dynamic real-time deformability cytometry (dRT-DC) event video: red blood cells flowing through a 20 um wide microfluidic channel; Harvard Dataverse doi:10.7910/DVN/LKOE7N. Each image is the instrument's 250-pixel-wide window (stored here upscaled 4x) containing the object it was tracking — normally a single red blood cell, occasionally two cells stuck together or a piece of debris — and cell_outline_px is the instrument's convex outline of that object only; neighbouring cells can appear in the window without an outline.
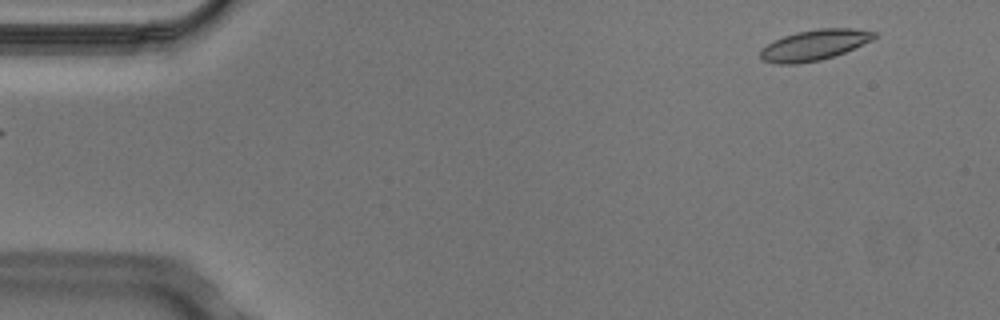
{"species": "Egyptian fruit bat (a non-hibernating species)", "species_latin": "Rousettus aegyptiacus", "temperature_condition": "cold", "stored_images_in_passage": 5, "camera_frame_rate_fps": 3000, "um_per_image_px": 0.085, "animal": {"sex": "male"}, "frame": {"image": 1, "passage_image": 5, "time_ms": 1.333, "image_size_px": [1000, 320], "cell_outline_px": [[876, 36], [872, 40], [844, 52], [820, 60], [796, 64], [776, 64], [760, 60], [760, 48], [784, 36], [796, 32], [820, 28], [852, 28], [876, 32]], "centroid_in_image_um": [69.18, 3.83], "position_along_channel_um": 15.8, "area_um2": 20.17}}